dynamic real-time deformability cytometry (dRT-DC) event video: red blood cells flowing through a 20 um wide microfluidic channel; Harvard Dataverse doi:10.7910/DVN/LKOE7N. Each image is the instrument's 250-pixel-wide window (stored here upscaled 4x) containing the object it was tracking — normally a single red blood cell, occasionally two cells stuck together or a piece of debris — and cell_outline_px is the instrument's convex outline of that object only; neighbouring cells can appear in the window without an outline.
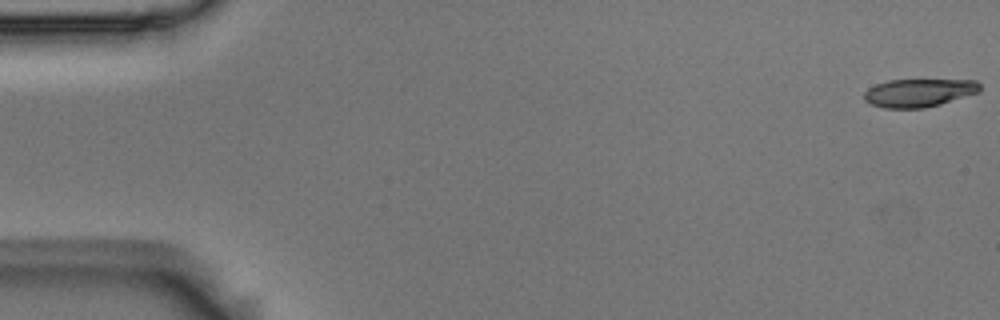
{"species": "Egyptian fruit bat (a non-hibernating species)", "species_latin": "Rousettus aegyptiacus", "temperature_condition": "room temperature", "stored_images_in_passage": 55, "camera_frame_rate_fps": 3000, "um_per_image_px": 0.085, "animal": {"sex": "male"}, "frame": {"image": 1, "passage_image": 1, "time_ms": 0.0, "image_size_px": [1000, 320], "cell_outline_px": [[980, 92], [940, 104], [924, 108], [884, 108], [872, 104], [864, 100], [864, 92], [868, 88], [876, 84], [888, 80], [976, 80], [980, 84]], "centroid_in_image_um": [78.1, 7.88], "position_along_channel_um": 6.9, "area_um2": 18.96}}
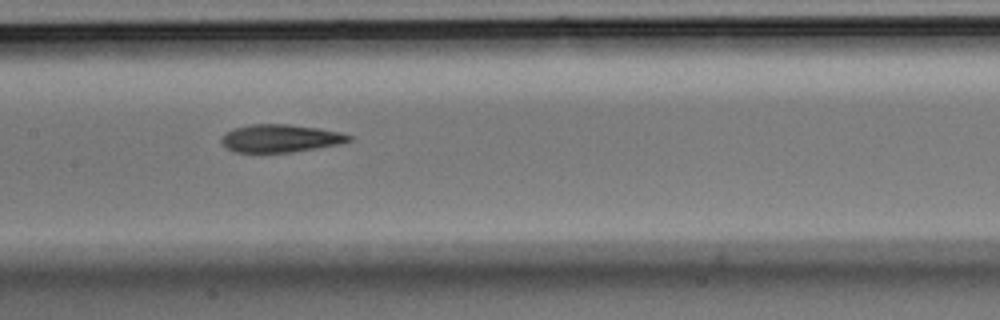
{"frame": {"image": 2, "passage_image": 27, "time_ms": 8.667, "image_size_px": [1000, 320], "cell_outline_px": [[352, 140], [340, 144], [292, 152], [236, 152], [228, 148], [220, 140], [224, 132], [232, 128], [248, 124], [288, 124], [320, 128], [340, 132], [352, 136]], "centroid_in_image_um": [23.83, 11.74], "position_along_channel_um": 183.6, "area_um2": 20.75}}
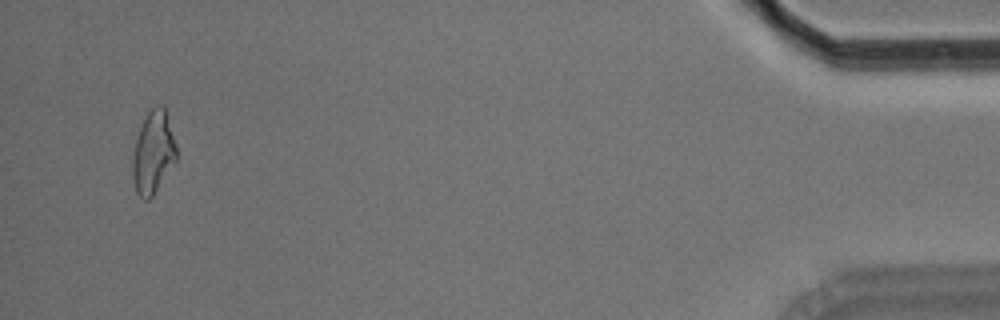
{"frame": {"image": 3, "passage_image": 53, "time_ms": 17.333, "image_size_px": [1000, 320], "cell_outline_px": [[176, 160], [152, 196], [148, 200], [144, 200], [136, 192], [132, 176], [132, 152], [140, 128], [148, 112], [156, 104], [164, 104], [176, 144]], "centroid_in_image_um": [13.01, 12.94], "position_along_channel_um": 422.2, "area_um2": 20.98}, "authors_computed_cell_mechanics": {"area_um2": 20.7502, "velocity_mm_per_s": 3.6772, "shape_relaxation_time_tau1_ms": 4.9868, "shape_relaxation_time_tau2_ms": 3.0038, "deformation_change_tau1": 0.1678, "deformation_change_tau2": 0.1101}}